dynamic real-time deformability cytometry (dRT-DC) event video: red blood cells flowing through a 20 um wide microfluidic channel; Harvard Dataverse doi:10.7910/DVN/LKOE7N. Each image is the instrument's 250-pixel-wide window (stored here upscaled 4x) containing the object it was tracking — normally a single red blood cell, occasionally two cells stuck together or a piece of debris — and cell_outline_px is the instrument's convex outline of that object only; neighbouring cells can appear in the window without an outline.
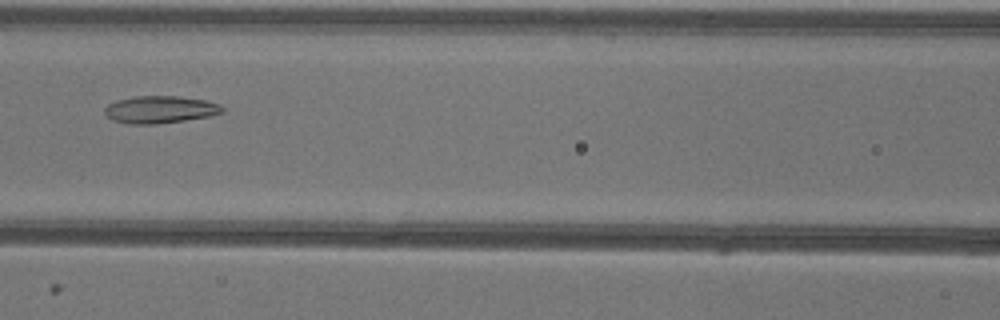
{"species": "common noctule bat (a hibernating species)", "species_latin": "Nyctalus noctula", "temperature_condition": "warm", "stored_images_in_passage": 52, "camera_frame_rate_fps": 3000, "um_per_image_px": 0.085, "animal": {"sex": "female"}, "frame": {"image": 1, "passage_image": 23, "time_ms": 7.333, "image_size_px": [1000, 320], "cell_outline_px": [[224, 112], [212, 116], [156, 124], [128, 124], [112, 120], [104, 112], [104, 108], [108, 104], [116, 100], [136, 96], [180, 96], [204, 100], [220, 104], [224, 108]], "centroid_in_image_um": [13.61, 9.31], "position_along_channel_um": 153.0, "area_um2": 18.84}}
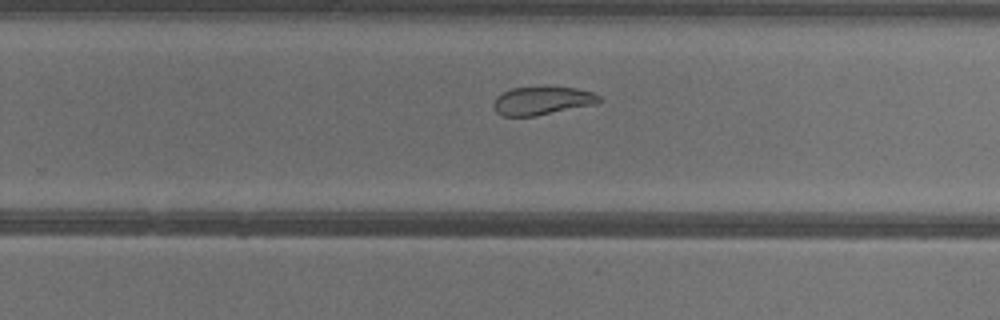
{"frame": {"image": 2, "passage_image": 33, "time_ms": 10.667, "image_size_px": [1000, 320], "cell_outline_px": [[604, 100], [596, 104], [536, 116], [504, 116], [496, 112], [492, 104], [496, 96], [512, 88], [576, 88], [592, 92], [600, 96]], "centroid_in_image_um": [46.1, 8.58], "position_along_channel_um": 283.7, "area_um2": 17.22}}
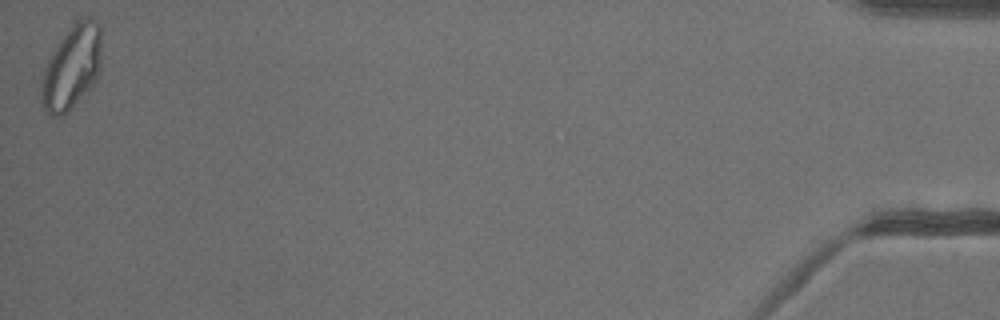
{"frame": {"image": 3, "passage_image": 52, "time_ms": 17.0, "image_size_px": [1000, 320], "cell_outline_px": [[100, 68], [96, 80], [68, 112], [60, 116], [48, 116], [40, 100], [40, 84], [44, 68], [52, 52], [64, 36], [80, 16], [88, 16], [96, 20], [100, 28]], "centroid_in_image_um": [6.07, 5.74], "position_along_channel_um": 429.1, "area_um2": 29.3}, "authors_computed_cell_mechanics": {"area_um2": 23.698, "velocity_mm_per_s": 3.9368, "shape_relaxation_time_tau1_ms": null, "shape_relaxation_time_tau2_ms": 3.5393, "deformation_change_tau1": null, "deformation_change_tau2": 0.1022}}